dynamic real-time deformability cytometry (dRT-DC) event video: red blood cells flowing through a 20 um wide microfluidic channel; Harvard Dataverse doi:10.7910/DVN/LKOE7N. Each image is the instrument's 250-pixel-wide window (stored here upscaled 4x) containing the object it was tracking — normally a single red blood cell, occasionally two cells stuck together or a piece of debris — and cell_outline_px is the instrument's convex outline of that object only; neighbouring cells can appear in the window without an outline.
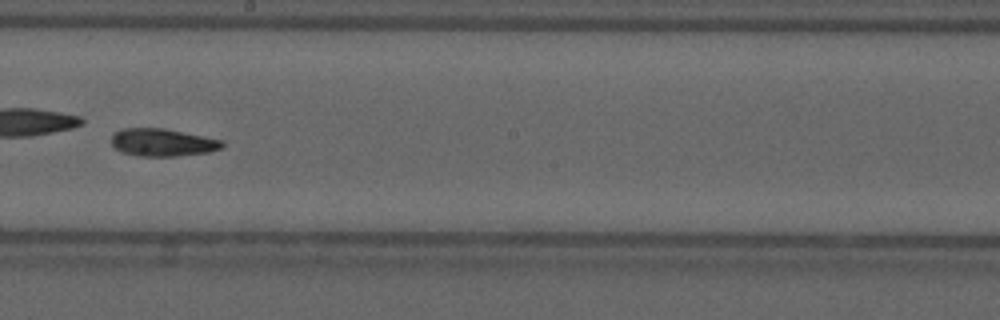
{"species": "common noctule bat (a hibernating species)", "species_latin": "Nyctalus noctula", "temperature_condition": "cold", "stored_images_in_passage": 57, "camera_frame_rate_fps": 3000, "um_per_image_px": 0.085, "animal": {"sex": "male", "forearm_length_mm": 52.5}, "frame": {"image": 1, "passage_image": 33, "time_ms": 10.667, "image_size_px": [1000, 320], "cell_outline_px": [[224, 148], [208, 152], [176, 156], [140, 156], [120, 152], [112, 148], [112, 136], [120, 128], [164, 128], [224, 140]], "centroid_in_image_um": [13.82, 12.11], "position_along_channel_um": 234.4, "area_um2": 18.03}, "authors_computed_cell_mechanics": {"area_um2": 18.3226, "velocity_mm_per_s": 3.5876, "shape_relaxation_time_tau1_ms": 1.6721, "shape_relaxation_time_tau2_ms": 4.2662, "deformation_change_tau1": 0.1822, "deformation_change_tau2": 0.1118}}